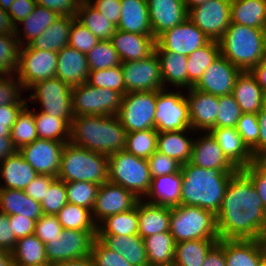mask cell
<instances>
[{
    "label": "cell",
    "mask_w": 266,
    "mask_h": 266,
    "mask_svg": "<svg viewBox=\"0 0 266 266\" xmlns=\"http://www.w3.org/2000/svg\"><path fill=\"white\" fill-rule=\"evenodd\" d=\"M220 239L257 240L266 223V211L252 180L238 170L230 179L216 214Z\"/></svg>",
    "instance_id": "cell-1"
},
{
    "label": "cell",
    "mask_w": 266,
    "mask_h": 266,
    "mask_svg": "<svg viewBox=\"0 0 266 266\" xmlns=\"http://www.w3.org/2000/svg\"><path fill=\"white\" fill-rule=\"evenodd\" d=\"M126 136L117 115H83L73 117L69 142L109 156L125 149Z\"/></svg>",
    "instance_id": "cell-2"
},
{
    "label": "cell",
    "mask_w": 266,
    "mask_h": 266,
    "mask_svg": "<svg viewBox=\"0 0 266 266\" xmlns=\"http://www.w3.org/2000/svg\"><path fill=\"white\" fill-rule=\"evenodd\" d=\"M181 204L198 206L212 211L220 210L227 185L237 171L202 168L190 162L181 165Z\"/></svg>",
    "instance_id": "cell-3"
},
{
    "label": "cell",
    "mask_w": 266,
    "mask_h": 266,
    "mask_svg": "<svg viewBox=\"0 0 266 266\" xmlns=\"http://www.w3.org/2000/svg\"><path fill=\"white\" fill-rule=\"evenodd\" d=\"M220 52L241 71L266 58V30L231 23L219 40Z\"/></svg>",
    "instance_id": "cell-4"
},
{
    "label": "cell",
    "mask_w": 266,
    "mask_h": 266,
    "mask_svg": "<svg viewBox=\"0 0 266 266\" xmlns=\"http://www.w3.org/2000/svg\"><path fill=\"white\" fill-rule=\"evenodd\" d=\"M58 179L64 182H92L101 185L108 181V156L66 143L61 153Z\"/></svg>",
    "instance_id": "cell-5"
},
{
    "label": "cell",
    "mask_w": 266,
    "mask_h": 266,
    "mask_svg": "<svg viewBox=\"0 0 266 266\" xmlns=\"http://www.w3.org/2000/svg\"><path fill=\"white\" fill-rule=\"evenodd\" d=\"M169 232L175 243L199 239H220L216 215L198 206L180 204L172 207Z\"/></svg>",
    "instance_id": "cell-6"
},
{
    "label": "cell",
    "mask_w": 266,
    "mask_h": 266,
    "mask_svg": "<svg viewBox=\"0 0 266 266\" xmlns=\"http://www.w3.org/2000/svg\"><path fill=\"white\" fill-rule=\"evenodd\" d=\"M108 181L131 191L138 199H144L152 181L147 159L125 150L109 155Z\"/></svg>",
    "instance_id": "cell-7"
},
{
    "label": "cell",
    "mask_w": 266,
    "mask_h": 266,
    "mask_svg": "<svg viewBox=\"0 0 266 266\" xmlns=\"http://www.w3.org/2000/svg\"><path fill=\"white\" fill-rule=\"evenodd\" d=\"M122 95L112 89L94 87L82 83L72 88V111L74 116L117 115Z\"/></svg>",
    "instance_id": "cell-8"
},
{
    "label": "cell",
    "mask_w": 266,
    "mask_h": 266,
    "mask_svg": "<svg viewBox=\"0 0 266 266\" xmlns=\"http://www.w3.org/2000/svg\"><path fill=\"white\" fill-rule=\"evenodd\" d=\"M182 91H156L155 130L158 132H175L191 128L189 104L186 93Z\"/></svg>",
    "instance_id": "cell-9"
},
{
    "label": "cell",
    "mask_w": 266,
    "mask_h": 266,
    "mask_svg": "<svg viewBox=\"0 0 266 266\" xmlns=\"http://www.w3.org/2000/svg\"><path fill=\"white\" fill-rule=\"evenodd\" d=\"M29 102L40 104L41 110L57 118H73L72 88L57 77L40 81L29 92ZM35 100V101H34Z\"/></svg>",
    "instance_id": "cell-10"
},
{
    "label": "cell",
    "mask_w": 266,
    "mask_h": 266,
    "mask_svg": "<svg viewBox=\"0 0 266 266\" xmlns=\"http://www.w3.org/2000/svg\"><path fill=\"white\" fill-rule=\"evenodd\" d=\"M156 91L128 92L122 96L118 118L127 133L155 129Z\"/></svg>",
    "instance_id": "cell-11"
},
{
    "label": "cell",
    "mask_w": 266,
    "mask_h": 266,
    "mask_svg": "<svg viewBox=\"0 0 266 266\" xmlns=\"http://www.w3.org/2000/svg\"><path fill=\"white\" fill-rule=\"evenodd\" d=\"M57 58V52L22 46L15 75L24 90L28 91L36 83L56 77Z\"/></svg>",
    "instance_id": "cell-12"
},
{
    "label": "cell",
    "mask_w": 266,
    "mask_h": 266,
    "mask_svg": "<svg viewBox=\"0 0 266 266\" xmlns=\"http://www.w3.org/2000/svg\"><path fill=\"white\" fill-rule=\"evenodd\" d=\"M97 231L63 229L58 236L45 244L49 263H59L90 257Z\"/></svg>",
    "instance_id": "cell-13"
},
{
    "label": "cell",
    "mask_w": 266,
    "mask_h": 266,
    "mask_svg": "<svg viewBox=\"0 0 266 266\" xmlns=\"http://www.w3.org/2000/svg\"><path fill=\"white\" fill-rule=\"evenodd\" d=\"M124 75L125 94L163 90L160 60L154 52L149 57L121 63Z\"/></svg>",
    "instance_id": "cell-14"
},
{
    "label": "cell",
    "mask_w": 266,
    "mask_h": 266,
    "mask_svg": "<svg viewBox=\"0 0 266 266\" xmlns=\"http://www.w3.org/2000/svg\"><path fill=\"white\" fill-rule=\"evenodd\" d=\"M232 0H207L189 10L188 18L211 40L219 41L231 24Z\"/></svg>",
    "instance_id": "cell-15"
},
{
    "label": "cell",
    "mask_w": 266,
    "mask_h": 266,
    "mask_svg": "<svg viewBox=\"0 0 266 266\" xmlns=\"http://www.w3.org/2000/svg\"><path fill=\"white\" fill-rule=\"evenodd\" d=\"M211 39L189 18L164 31L156 38L155 50H165L185 56L208 44Z\"/></svg>",
    "instance_id": "cell-16"
},
{
    "label": "cell",
    "mask_w": 266,
    "mask_h": 266,
    "mask_svg": "<svg viewBox=\"0 0 266 266\" xmlns=\"http://www.w3.org/2000/svg\"><path fill=\"white\" fill-rule=\"evenodd\" d=\"M138 200L131 191L107 181L98 189L91 211L93 221L98 226L108 216L132 209Z\"/></svg>",
    "instance_id": "cell-17"
},
{
    "label": "cell",
    "mask_w": 266,
    "mask_h": 266,
    "mask_svg": "<svg viewBox=\"0 0 266 266\" xmlns=\"http://www.w3.org/2000/svg\"><path fill=\"white\" fill-rule=\"evenodd\" d=\"M68 142L37 138L22 146L18 152L38 174L58 177L63 147Z\"/></svg>",
    "instance_id": "cell-18"
},
{
    "label": "cell",
    "mask_w": 266,
    "mask_h": 266,
    "mask_svg": "<svg viewBox=\"0 0 266 266\" xmlns=\"http://www.w3.org/2000/svg\"><path fill=\"white\" fill-rule=\"evenodd\" d=\"M240 72L239 68L220 54L204 71L194 88L217 97L230 95L233 92L235 80Z\"/></svg>",
    "instance_id": "cell-19"
},
{
    "label": "cell",
    "mask_w": 266,
    "mask_h": 266,
    "mask_svg": "<svg viewBox=\"0 0 266 266\" xmlns=\"http://www.w3.org/2000/svg\"><path fill=\"white\" fill-rule=\"evenodd\" d=\"M189 104L191 129L197 134L216 128L219 97L191 87L186 95Z\"/></svg>",
    "instance_id": "cell-20"
},
{
    "label": "cell",
    "mask_w": 266,
    "mask_h": 266,
    "mask_svg": "<svg viewBox=\"0 0 266 266\" xmlns=\"http://www.w3.org/2000/svg\"><path fill=\"white\" fill-rule=\"evenodd\" d=\"M147 6L155 39L164 31L184 22L189 16L184 0H147Z\"/></svg>",
    "instance_id": "cell-21"
},
{
    "label": "cell",
    "mask_w": 266,
    "mask_h": 266,
    "mask_svg": "<svg viewBox=\"0 0 266 266\" xmlns=\"http://www.w3.org/2000/svg\"><path fill=\"white\" fill-rule=\"evenodd\" d=\"M201 136V137H200ZM193 140L190 163L198 167L220 171H238V169L226 158L222 149L209 132H202Z\"/></svg>",
    "instance_id": "cell-22"
},
{
    "label": "cell",
    "mask_w": 266,
    "mask_h": 266,
    "mask_svg": "<svg viewBox=\"0 0 266 266\" xmlns=\"http://www.w3.org/2000/svg\"><path fill=\"white\" fill-rule=\"evenodd\" d=\"M121 62L142 60L155 52L153 35H142L116 29L110 40Z\"/></svg>",
    "instance_id": "cell-23"
},
{
    "label": "cell",
    "mask_w": 266,
    "mask_h": 266,
    "mask_svg": "<svg viewBox=\"0 0 266 266\" xmlns=\"http://www.w3.org/2000/svg\"><path fill=\"white\" fill-rule=\"evenodd\" d=\"M209 133L216 140L226 158L238 170H242L254 162L252 151L244 143L236 128H213Z\"/></svg>",
    "instance_id": "cell-24"
},
{
    "label": "cell",
    "mask_w": 266,
    "mask_h": 266,
    "mask_svg": "<svg viewBox=\"0 0 266 266\" xmlns=\"http://www.w3.org/2000/svg\"><path fill=\"white\" fill-rule=\"evenodd\" d=\"M56 77L71 88L86 83L89 67L85 54L67 45L57 52Z\"/></svg>",
    "instance_id": "cell-25"
},
{
    "label": "cell",
    "mask_w": 266,
    "mask_h": 266,
    "mask_svg": "<svg viewBox=\"0 0 266 266\" xmlns=\"http://www.w3.org/2000/svg\"><path fill=\"white\" fill-rule=\"evenodd\" d=\"M232 95L242 113H255L262 109L266 95L250 71H241L235 80Z\"/></svg>",
    "instance_id": "cell-26"
},
{
    "label": "cell",
    "mask_w": 266,
    "mask_h": 266,
    "mask_svg": "<svg viewBox=\"0 0 266 266\" xmlns=\"http://www.w3.org/2000/svg\"><path fill=\"white\" fill-rule=\"evenodd\" d=\"M181 171L152 178L151 185L145 199L148 203L165 207H176L181 204Z\"/></svg>",
    "instance_id": "cell-27"
},
{
    "label": "cell",
    "mask_w": 266,
    "mask_h": 266,
    "mask_svg": "<svg viewBox=\"0 0 266 266\" xmlns=\"http://www.w3.org/2000/svg\"><path fill=\"white\" fill-rule=\"evenodd\" d=\"M38 175L34 168L17 151L0 163V178L4 184L0 189L24 190Z\"/></svg>",
    "instance_id": "cell-28"
},
{
    "label": "cell",
    "mask_w": 266,
    "mask_h": 266,
    "mask_svg": "<svg viewBox=\"0 0 266 266\" xmlns=\"http://www.w3.org/2000/svg\"><path fill=\"white\" fill-rule=\"evenodd\" d=\"M138 200V234L144 239L160 232H169L171 208Z\"/></svg>",
    "instance_id": "cell-29"
},
{
    "label": "cell",
    "mask_w": 266,
    "mask_h": 266,
    "mask_svg": "<svg viewBox=\"0 0 266 266\" xmlns=\"http://www.w3.org/2000/svg\"><path fill=\"white\" fill-rule=\"evenodd\" d=\"M120 1L121 15L116 29L142 35H153L147 0Z\"/></svg>",
    "instance_id": "cell-30"
},
{
    "label": "cell",
    "mask_w": 266,
    "mask_h": 266,
    "mask_svg": "<svg viewBox=\"0 0 266 266\" xmlns=\"http://www.w3.org/2000/svg\"><path fill=\"white\" fill-rule=\"evenodd\" d=\"M226 266H259L264 254L259 240L224 239Z\"/></svg>",
    "instance_id": "cell-31"
},
{
    "label": "cell",
    "mask_w": 266,
    "mask_h": 266,
    "mask_svg": "<svg viewBox=\"0 0 266 266\" xmlns=\"http://www.w3.org/2000/svg\"><path fill=\"white\" fill-rule=\"evenodd\" d=\"M110 249L119 252L132 266H149L143 238L133 235H97Z\"/></svg>",
    "instance_id": "cell-32"
},
{
    "label": "cell",
    "mask_w": 266,
    "mask_h": 266,
    "mask_svg": "<svg viewBox=\"0 0 266 266\" xmlns=\"http://www.w3.org/2000/svg\"><path fill=\"white\" fill-rule=\"evenodd\" d=\"M0 211L8 215H22L35 222L43 215L40 202L21 189H0Z\"/></svg>",
    "instance_id": "cell-33"
},
{
    "label": "cell",
    "mask_w": 266,
    "mask_h": 266,
    "mask_svg": "<svg viewBox=\"0 0 266 266\" xmlns=\"http://www.w3.org/2000/svg\"><path fill=\"white\" fill-rule=\"evenodd\" d=\"M190 132L195 131L190 128L175 132H158L157 151L175 159L181 165L188 163L194 140L192 136L188 137Z\"/></svg>",
    "instance_id": "cell-34"
},
{
    "label": "cell",
    "mask_w": 266,
    "mask_h": 266,
    "mask_svg": "<svg viewBox=\"0 0 266 266\" xmlns=\"http://www.w3.org/2000/svg\"><path fill=\"white\" fill-rule=\"evenodd\" d=\"M75 19L76 16H60L28 45L33 49L58 52L68 45L70 29Z\"/></svg>",
    "instance_id": "cell-35"
},
{
    "label": "cell",
    "mask_w": 266,
    "mask_h": 266,
    "mask_svg": "<svg viewBox=\"0 0 266 266\" xmlns=\"http://www.w3.org/2000/svg\"><path fill=\"white\" fill-rule=\"evenodd\" d=\"M155 52L160 60L163 88L171 84L180 90L187 89V56L165 50Z\"/></svg>",
    "instance_id": "cell-36"
},
{
    "label": "cell",
    "mask_w": 266,
    "mask_h": 266,
    "mask_svg": "<svg viewBox=\"0 0 266 266\" xmlns=\"http://www.w3.org/2000/svg\"><path fill=\"white\" fill-rule=\"evenodd\" d=\"M60 16L58 13L37 4L34 11L15 27L14 33L20 45H28L32 40L39 37L46 28L59 19ZM19 24L24 25L23 28L18 27L20 26Z\"/></svg>",
    "instance_id": "cell-37"
},
{
    "label": "cell",
    "mask_w": 266,
    "mask_h": 266,
    "mask_svg": "<svg viewBox=\"0 0 266 266\" xmlns=\"http://www.w3.org/2000/svg\"><path fill=\"white\" fill-rule=\"evenodd\" d=\"M231 23L266 30V0H232Z\"/></svg>",
    "instance_id": "cell-38"
},
{
    "label": "cell",
    "mask_w": 266,
    "mask_h": 266,
    "mask_svg": "<svg viewBox=\"0 0 266 266\" xmlns=\"http://www.w3.org/2000/svg\"><path fill=\"white\" fill-rule=\"evenodd\" d=\"M220 239H199L175 243L176 266H202L209 251Z\"/></svg>",
    "instance_id": "cell-39"
},
{
    "label": "cell",
    "mask_w": 266,
    "mask_h": 266,
    "mask_svg": "<svg viewBox=\"0 0 266 266\" xmlns=\"http://www.w3.org/2000/svg\"><path fill=\"white\" fill-rule=\"evenodd\" d=\"M219 41L211 40L208 44L187 56V89L194 87L204 71L219 57Z\"/></svg>",
    "instance_id": "cell-40"
},
{
    "label": "cell",
    "mask_w": 266,
    "mask_h": 266,
    "mask_svg": "<svg viewBox=\"0 0 266 266\" xmlns=\"http://www.w3.org/2000/svg\"><path fill=\"white\" fill-rule=\"evenodd\" d=\"M12 256L15 266H38L48 263L45 244L35 234L18 239Z\"/></svg>",
    "instance_id": "cell-41"
},
{
    "label": "cell",
    "mask_w": 266,
    "mask_h": 266,
    "mask_svg": "<svg viewBox=\"0 0 266 266\" xmlns=\"http://www.w3.org/2000/svg\"><path fill=\"white\" fill-rule=\"evenodd\" d=\"M73 118H57L34 109V120L38 138L59 142L70 141V128Z\"/></svg>",
    "instance_id": "cell-42"
},
{
    "label": "cell",
    "mask_w": 266,
    "mask_h": 266,
    "mask_svg": "<svg viewBox=\"0 0 266 266\" xmlns=\"http://www.w3.org/2000/svg\"><path fill=\"white\" fill-rule=\"evenodd\" d=\"M133 234H138V202L128 211L108 216L97 226V235Z\"/></svg>",
    "instance_id": "cell-43"
},
{
    "label": "cell",
    "mask_w": 266,
    "mask_h": 266,
    "mask_svg": "<svg viewBox=\"0 0 266 266\" xmlns=\"http://www.w3.org/2000/svg\"><path fill=\"white\" fill-rule=\"evenodd\" d=\"M148 264L174 263L175 241L170 232H160L143 239Z\"/></svg>",
    "instance_id": "cell-44"
},
{
    "label": "cell",
    "mask_w": 266,
    "mask_h": 266,
    "mask_svg": "<svg viewBox=\"0 0 266 266\" xmlns=\"http://www.w3.org/2000/svg\"><path fill=\"white\" fill-rule=\"evenodd\" d=\"M76 19L99 40H111L116 26L99 13L89 2H81Z\"/></svg>",
    "instance_id": "cell-45"
},
{
    "label": "cell",
    "mask_w": 266,
    "mask_h": 266,
    "mask_svg": "<svg viewBox=\"0 0 266 266\" xmlns=\"http://www.w3.org/2000/svg\"><path fill=\"white\" fill-rule=\"evenodd\" d=\"M56 216L63 229L97 231L91 211L82 206L67 202Z\"/></svg>",
    "instance_id": "cell-46"
},
{
    "label": "cell",
    "mask_w": 266,
    "mask_h": 266,
    "mask_svg": "<svg viewBox=\"0 0 266 266\" xmlns=\"http://www.w3.org/2000/svg\"><path fill=\"white\" fill-rule=\"evenodd\" d=\"M27 105L18 114L15 123L11 128V140L19 150L22 146L32 143L38 138L34 120V110Z\"/></svg>",
    "instance_id": "cell-47"
},
{
    "label": "cell",
    "mask_w": 266,
    "mask_h": 266,
    "mask_svg": "<svg viewBox=\"0 0 266 266\" xmlns=\"http://www.w3.org/2000/svg\"><path fill=\"white\" fill-rule=\"evenodd\" d=\"M158 131L147 129L127 133L125 151L136 157L148 159L157 151Z\"/></svg>",
    "instance_id": "cell-48"
},
{
    "label": "cell",
    "mask_w": 266,
    "mask_h": 266,
    "mask_svg": "<svg viewBox=\"0 0 266 266\" xmlns=\"http://www.w3.org/2000/svg\"><path fill=\"white\" fill-rule=\"evenodd\" d=\"M86 57L89 71L120 66L122 63L110 40H100Z\"/></svg>",
    "instance_id": "cell-49"
},
{
    "label": "cell",
    "mask_w": 266,
    "mask_h": 266,
    "mask_svg": "<svg viewBox=\"0 0 266 266\" xmlns=\"http://www.w3.org/2000/svg\"><path fill=\"white\" fill-rule=\"evenodd\" d=\"M87 83L94 87L112 89L122 96L125 95V82L121 65L90 71Z\"/></svg>",
    "instance_id": "cell-50"
},
{
    "label": "cell",
    "mask_w": 266,
    "mask_h": 266,
    "mask_svg": "<svg viewBox=\"0 0 266 266\" xmlns=\"http://www.w3.org/2000/svg\"><path fill=\"white\" fill-rule=\"evenodd\" d=\"M99 187L92 182H65L67 202L92 211Z\"/></svg>",
    "instance_id": "cell-51"
},
{
    "label": "cell",
    "mask_w": 266,
    "mask_h": 266,
    "mask_svg": "<svg viewBox=\"0 0 266 266\" xmlns=\"http://www.w3.org/2000/svg\"><path fill=\"white\" fill-rule=\"evenodd\" d=\"M21 45L15 33L0 34V74L15 73Z\"/></svg>",
    "instance_id": "cell-52"
},
{
    "label": "cell",
    "mask_w": 266,
    "mask_h": 266,
    "mask_svg": "<svg viewBox=\"0 0 266 266\" xmlns=\"http://www.w3.org/2000/svg\"><path fill=\"white\" fill-rule=\"evenodd\" d=\"M236 130L247 147L252 151L254 158H258L259 123L257 114L242 113Z\"/></svg>",
    "instance_id": "cell-53"
},
{
    "label": "cell",
    "mask_w": 266,
    "mask_h": 266,
    "mask_svg": "<svg viewBox=\"0 0 266 266\" xmlns=\"http://www.w3.org/2000/svg\"><path fill=\"white\" fill-rule=\"evenodd\" d=\"M67 193L65 182L56 178L44 194V199L40 202L43 214L57 215L66 205Z\"/></svg>",
    "instance_id": "cell-54"
},
{
    "label": "cell",
    "mask_w": 266,
    "mask_h": 266,
    "mask_svg": "<svg viewBox=\"0 0 266 266\" xmlns=\"http://www.w3.org/2000/svg\"><path fill=\"white\" fill-rule=\"evenodd\" d=\"M24 91L15 73L0 74V106L9 104H27L28 101L21 97Z\"/></svg>",
    "instance_id": "cell-55"
},
{
    "label": "cell",
    "mask_w": 266,
    "mask_h": 266,
    "mask_svg": "<svg viewBox=\"0 0 266 266\" xmlns=\"http://www.w3.org/2000/svg\"><path fill=\"white\" fill-rule=\"evenodd\" d=\"M90 257L95 266H132L122 254L108 248L97 236L92 243Z\"/></svg>",
    "instance_id": "cell-56"
},
{
    "label": "cell",
    "mask_w": 266,
    "mask_h": 266,
    "mask_svg": "<svg viewBox=\"0 0 266 266\" xmlns=\"http://www.w3.org/2000/svg\"><path fill=\"white\" fill-rule=\"evenodd\" d=\"M241 114L242 112L240 106L238 105L232 94L220 96L219 109L216 118V128H236Z\"/></svg>",
    "instance_id": "cell-57"
},
{
    "label": "cell",
    "mask_w": 266,
    "mask_h": 266,
    "mask_svg": "<svg viewBox=\"0 0 266 266\" xmlns=\"http://www.w3.org/2000/svg\"><path fill=\"white\" fill-rule=\"evenodd\" d=\"M99 41L80 21L75 19L72 22L69 46L86 55Z\"/></svg>",
    "instance_id": "cell-58"
},
{
    "label": "cell",
    "mask_w": 266,
    "mask_h": 266,
    "mask_svg": "<svg viewBox=\"0 0 266 266\" xmlns=\"http://www.w3.org/2000/svg\"><path fill=\"white\" fill-rule=\"evenodd\" d=\"M147 162L152 178L177 173L181 169L179 162L159 151H155Z\"/></svg>",
    "instance_id": "cell-59"
},
{
    "label": "cell",
    "mask_w": 266,
    "mask_h": 266,
    "mask_svg": "<svg viewBox=\"0 0 266 266\" xmlns=\"http://www.w3.org/2000/svg\"><path fill=\"white\" fill-rule=\"evenodd\" d=\"M242 171L252 180L266 211V158H256Z\"/></svg>",
    "instance_id": "cell-60"
},
{
    "label": "cell",
    "mask_w": 266,
    "mask_h": 266,
    "mask_svg": "<svg viewBox=\"0 0 266 266\" xmlns=\"http://www.w3.org/2000/svg\"><path fill=\"white\" fill-rule=\"evenodd\" d=\"M63 230L56 215L43 214L36 222L34 234L46 244L59 235Z\"/></svg>",
    "instance_id": "cell-61"
},
{
    "label": "cell",
    "mask_w": 266,
    "mask_h": 266,
    "mask_svg": "<svg viewBox=\"0 0 266 266\" xmlns=\"http://www.w3.org/2000/svg\"><path fill=\"white\" fill-rule=\"evenodd\" d=\"M40 6L50 9L61 16H76L81 0H35Z\"/></svg>",
    "instance_id": "cell-62"
},
{
    "label": "cell",
    "mask_w": 266,
    "mask_h": 266,
    "mask_svg": "<svg viewBox=\"0 0 266 266\" xmlns=\"http://www.w3.org/2000/svg\"><path fill=\"white\" fill-rule=\"evenodd\" d=\"M89 3L117 27L121 15L120 0H91Z\"/></svg>",
    "instance_id": "cell-63"
},
{
    "label": "cell",
    "mask_w": 266,
    "mask_h": 266,
    "mask_svg": "<svg viewBox=\"0 0 266 266\" xmlns=\"http://www.w3.org/2000/svg\"><path fill=\"white\" fill-rule=\"evenodd\" d=\"M56 178L51 175L38 174L23 190L30 198L41 202L44 199L46 189Z\"/></svg>",
    "instance_id": "cell-64"
},
{
    "label": "cell",
    "mask_w": 266,
    "mask_h": 266,
    "mask_svg": "<svg viewBox=\"0 0 266 266\" xmlns=\"http://www.w3.org/2000/svg\"><path fill=\"white\" fill-rule=\"evenodd\" d=\"M36 5L35 0H15L7 11L13 25L16 27L18 23L25 20L34 11Z\"/></svg>",
    "instance_id": "cell-65"
},
{
    "label": "cell",
    "mask_w": 266,
    "mask_h": 266,
    "mask_svg": "<svg viewBox=\"0 0 266 266\" xmlns=\"http://www.w3.org/2000/svg\"><path fill=\"white\" fill-rule=\"evenodd\" d=\"M16 241L15 233L9 223V215L0 211V249L12 252Z\"/></svg>",
    "instance_id": "cell-66"
},
{
    "label": "cell",
    "mask_w": 266,
    "mask_h": 266,
    "mask_svg": "<svg viewBox=\"0 0 266 266\" xmlns=\"http://www.w3.org/2000/svg\"><path fill=\"white\" fill-rule=\"evenodd\" d=\"M9 223L16 239L34 234L35 221L22 215H9Z\"/></svg>",
    "instance_id": "cell-67"
},
{
    "label": "cell",
    "mask_w": 266,
    "mask_h": 266,
    "mask_svg": "<svg viewBox=\"0 0 266 266\" xmlns=\"http://www.w3.org/2000/svg\"><path fill=\"white\" fill-rule=\"evenodd\" d=\"M202 266H226V259L224 256V239H220L209 251Z\"/></svg>",
    "instance_id": "cell-68"
},
{
    "label": "cell",
    "mask_w": 266,
    "mask_h": 266,
    "mask_svg": "<svg viewBox=\"0 0 266 266\" xmlns=\"http://www.w3.org/2000/svg\"><path fill=\"white\" fill-rule=\"evenodd\" d=\"M259 123L258 158H266V102L257 114Z\"/></svg>",
    "instance_id": "cell-69"
},
{
    "label": "cell",
    "mask_w": 266,
    "mask_h": 266,
    "mask_svg": "<svg viewBox=\"0 0 266 266\" xmlns=\"http://www.w3.org/2000/svg\"><path fill=\"white\" fill-rule=\"evenodd\" d=\"M27 104H9L0 106V123H7V127H12L18 114Z\"/></svg>",
    "instance_id": "cell-70"
},
{
    "label": "cell",
    "mask_w": 266,
    "mask_h": 266,
    "mask_svg": "<svg viewBox=\"0 0 266 266\" xmlns=\"http://www.w3.org/2000/svg\"><path fill=\"white\" fill-rule=\"evenodd\" d=\"M266 95V58L250 70Z\"/></svg>",
    "instance_id": "cell-71"
},
{
    "label": "cell",
    "mask_w": 266,
    "mask_h": 266,
    "mask_svg": "<svg viewBox=\"0 0 266 266\" xmlns=\"http://www.w3.org/2000/svg\"><path fill=\"white\" fill-rule=\"evenodd\" d=\"M17 148L14 146L10 136L0 137V163L7 157L15 154Z\"/></svg>",
    "instance_id": "cell-72"
},
{
    "label": "cell",
    "mask_w": 266,
    "mask_h": 266,
    "mask_svg": "<svg viewBox=\"0 0 266 266\" xmlns=\"http://www.w3.org/2000/svg\"><path fill=\"white\" fill-rule=\"evenodd\" d=\"M15 32L10 15L0 7V34H10Z\"/></svg>",
    "instance_id": "cell-73"
},
{
    "label": "cell",
    "mask_w": 266,
    "mask_h": 266,
    "mask_svg": "<svg viewBox=\"0 0 266 266\" xmlns=\"http://www.w3.org/2000/svg\"><path fill=\"white\" fill-rule=\"evenodd\" d=\"M54 266H95L91 257L55 263Z\"/></svg>",
    "instance_id": "cell-74"
},
{
    "label": "cell",
    "mask_w": 266,
    "mask_h": 266,
    "mask_svg": "<svg viewBox=\"0 0 266 266\" xmlns=\"http://www.w3.org/2000/svg\"><path fill=\"white\" fill-rule=\"evenodd\" d=\"M0 266H15L12 252L0 249Z\"/></svg>",
    "instance_id": "cell-75"
},
{
    "label": "cell",
    "mask_w": 266,
    "mask_h": 266,
    "mask_svg": "<svg viewBox=\"0 0 266 266\" xmlns=\"http://www.w3.org/2000/svg\"><path fill=\"white\" fill-rule=\"evenodd\" d=\"M258 240L261 245L264 257L266 258V223L262 228V231L260 233Z\"/></svg>",
    "instance_id": "cell-76"
},
{
    "label": "cell",
    "mask_w": 266,
    "mask_h": 266,
    "mask_svg": "<svg viewBox=\"0 0 266 266\" xmlns=\"http://www.w3.org/2000/svg\"><path fill=\"white\" fill-rule=\"evenodd\" d=\"M207 0H184L187 10L189 11L191 8L205 3Z\"/></svg>",
    "instance_id": "cell-77"
},
{
    "label": "cell",
    "mask_w": 266,
    "mask_h": 266,
    "mask_svg": "<svg viewBox=\"0 0 266 266\" xmlns=\"http://www.w3.org/2000/svg\"><path fill=\"white\" fill-rule=\"evenodd\" d=\"M11 128L12 127H7V123H0V137L10 136Z\"/></svg>",
    "instance_id": "cell-78"
},
{
    "label": "cell",
    "mask_w": 266,
    "mask_h": 266,
    "mask_svg": "<svg viewBox=\"0 0 266 266\" xmlns=\"http://www.w3.org/2000/svg\"><path fill=\"white\" fill-rule=\"evenodd\" d=\"M15 0H0V7L5 10L8 11L10 6L14 3Z\"/></svg>",
    "instance_id": "cell-79"
},
{
    "label": "cell",
    "mask_w": 266,
    "mask_h": 266,
    "mask_svg": "<svg viewBox=\"0 0 266 266\" xmlns=\"http://www.w3.org/2000/svg\"><path fill=\"white\" fill-rule=\"evenodd\" d=\"M149 266H176L174 263L169 264H156V265H149Z\"/></svg>",
    "instance_id": "cell-80"
}]
</instances>
